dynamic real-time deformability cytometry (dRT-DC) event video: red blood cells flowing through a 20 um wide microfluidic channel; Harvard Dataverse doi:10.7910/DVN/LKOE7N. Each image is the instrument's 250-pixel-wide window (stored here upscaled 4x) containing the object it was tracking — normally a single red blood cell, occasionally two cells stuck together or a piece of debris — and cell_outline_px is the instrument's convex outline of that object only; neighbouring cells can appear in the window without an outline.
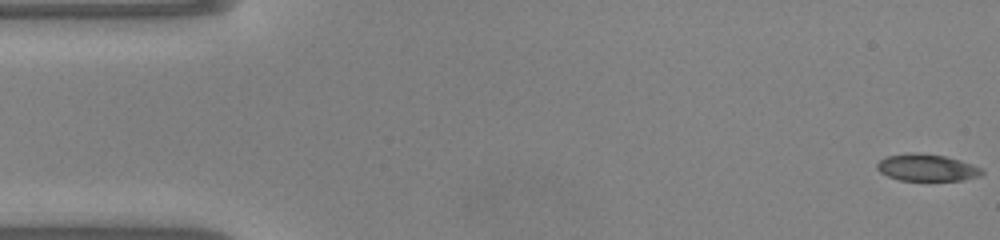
{"species": "common noctule bat (a hibernating species)", "species_latin": "Nyctalus noctula", "temperature_condition": "warm", "stored_images_in_passage": 49, "camera_frame_rate_fps": 3000, "um_per_image_px": 0.085, "animal": {"sex": "male", "body_mass_g": 20.0, "forearm_length_mm": 53.3}, "frame": {"image": 1, "passage_image": 1, "time_ms": 0.0, "image_size_px": [1000, 240], "cell_outline_px": [[984, 172], [980, 176], [964, 180], [900, 180], [888, 176], [880, 172], [876, 168], [876, 164], [884, 156], [908, 152], [920, 152], [944, 156], [960, 160], [972, 164], [980, 168]], "centroid_in_image_um": [78.75, 14.23], "position_along_channel_um": 6.3, "area_um2": 16.59}}
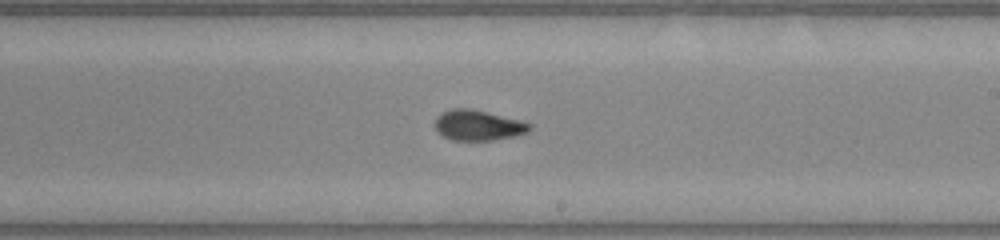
{"frame": {"image": 2, "passage_image": 28, "time_ms": 9.0, "image_size_px": [1000, 240], "cell_outline_px": [[532, 128], [528, 132], [512, 136], [492, 140], [452, 140], [436, 132], [436, 116], [452, 108], [472, 108], [520, 120], [532, 124]], "centroid_in_image_um": [40.64, 10.64], "position_along_channel_um": 248.4, "area_um2": 16.7}}
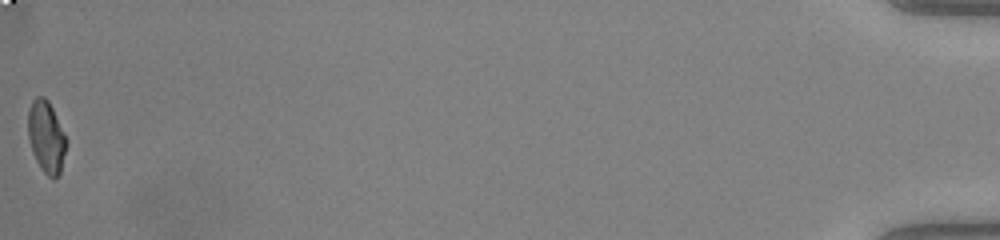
{"frame": {"image": 3, "passage_image": 49, "time_ms": 16.0, "image_size_px": [1000, 240], "cell_outline_px": [[68, 144], [60, 172], [52, 180], [40, 168], [32, 152], [28, 136], [28, 108], [32, 100], [36, 96], [44, 96], [48, 100], [68, 140]], "centroid_in_image_um": [3.94, 11.63], "position_along_channel_um": 431.3, "area_um2": 16.24}, "authors_computed_cell_mechanics": {"area_um2": 16.762, "velocity_mm_per_s": 4.1438, "shape_relaxation_time_tau1_ms": 4.8647, "shape_relaxation_time_tau2_ms": 2.0349, "deformation_change_tau1": 0.1949, "deformation_change_tau2": 0.059}}